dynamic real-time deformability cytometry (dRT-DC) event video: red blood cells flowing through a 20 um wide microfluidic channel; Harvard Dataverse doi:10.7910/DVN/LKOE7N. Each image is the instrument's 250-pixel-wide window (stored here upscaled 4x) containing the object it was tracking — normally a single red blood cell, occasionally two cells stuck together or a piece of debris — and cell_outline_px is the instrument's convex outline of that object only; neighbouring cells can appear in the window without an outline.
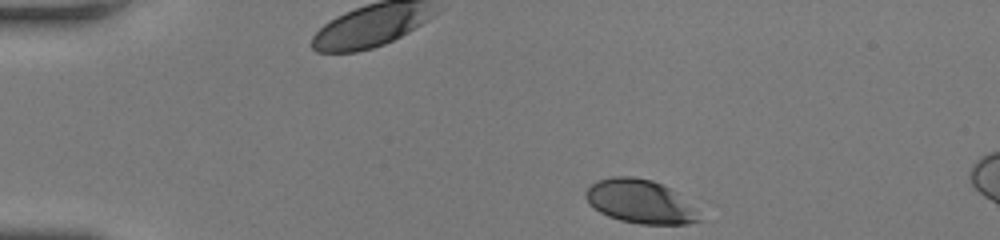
{"species": "human", "species_latin": "Homo sapiens", "temperature_condition": "room temperature", "stored_images_in_passage": 7, "camera_frame_rate_fps": 3000, "um_per_image_px": 0.085, "donor": {"sex": "female"}, "frame": {"image": 1, "passage_image": 1, "time_ms": 0.0, "image_size_px": [1000, 240], "cell_outline_px": [[700, 220], [688, 224], [640, 224], [620, 220], [608, 216], [600, 212], [588, 204], [584, 196], [584, 192], [596, 180], [612, 176], [632, 176], [652, 180], [672, 188]], "centroid_in_image_um": [54.28, 17.11], "position_along_channel_um": 30.7, "area_um2": 28.38}}